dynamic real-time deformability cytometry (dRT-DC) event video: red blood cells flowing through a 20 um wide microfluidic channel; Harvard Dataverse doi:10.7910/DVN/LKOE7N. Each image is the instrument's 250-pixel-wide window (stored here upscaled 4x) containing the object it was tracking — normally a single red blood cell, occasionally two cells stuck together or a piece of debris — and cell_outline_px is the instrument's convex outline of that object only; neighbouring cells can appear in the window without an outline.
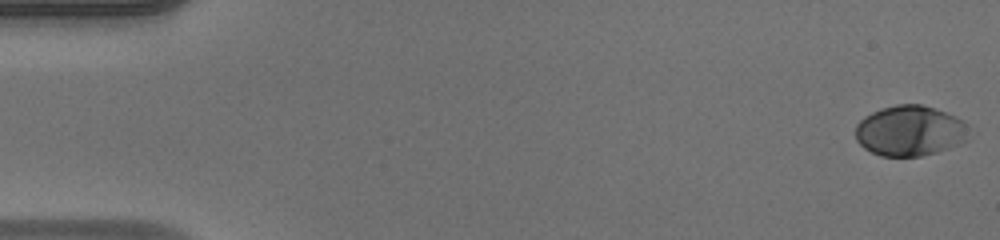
{"species": "human", "species_latin": "Homo sapiens", "temperature_condition": "warm", "stored_images_in_passage": 50, "camera_frame_rate_fps": 3000, "um_per_image_px": 0.085, "donor": {"sex": "male"}, "frame": {"image": 1, "passage_image": 1, "time_ms": 0.0, "image_size_px": [1000, 240], "cell_outline_px": [[968, 124], [964, 140], [948, 148], [936, 152], [920, 156], [880, 156], [864, 148], [856, 140], [856, 124], [864, 116], [880, 108], [896, 104], [920, 104], [956, 116]], "centroid_in_image_um": [77.29, 11.11], "position_along_channel_um": 7.7, "area_um2": 33.06}}
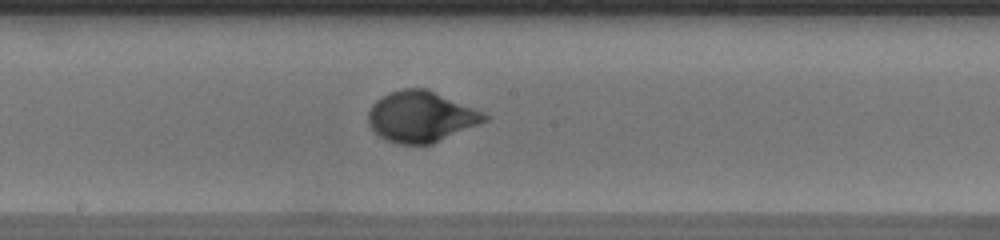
{"frame": {"image": 2, "passage_image": 27, "time_ms": 8.667, "image_size_px": [1000, 240], "cell_outline_px": [[488, 120], [432, 144], [400, 144], [388, 140], [380, 136], [368, 124], [368, 112], [372, 104], [376, 100], [388, 92], [400, 88], [428, 88], [484, 112], [488, 116]], "centroid_in_image_um": [35.78, 9.89], "position_along_channel_um": 212.4, "area_um2": 34.51}}
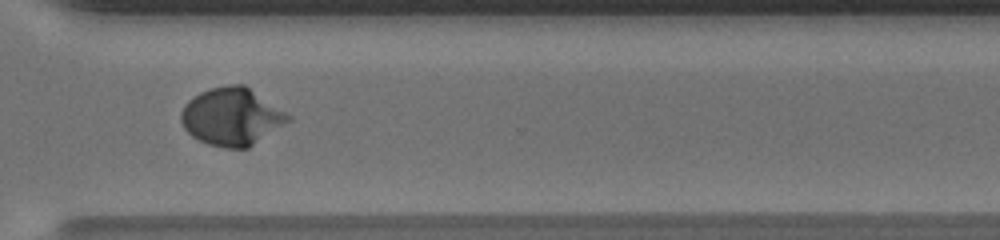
{"frame": {"image": 3, "passage_image": 37, "time_ms": 12.0, "image_size_px": [1000, 240], "cell_outline_px": [[292, 120], [248, 148], [224, 148], [208, 144], [192, 136], [184, 128], [180, 120], [180, 112], [184, 104], [188, 100], [200, 92], [212, 88], [228, 84], [244, 84], [292, 116]], "centroid_in_image_um": [19.69, 9.92], "position_along_channel_um": 350.9, "area_um2": 36.01}, "authors_computed_cell_mechanics": {"area_um2": 33.1772, "velocity_mm_per_s": 4.1611, "shape_relaxation_time_tau1_ms": 3.4909, "shape_relaxation_time_tau2_ms": null, "deformation_change_tau1": 0.2095, "deformation_change_tau2": null}}